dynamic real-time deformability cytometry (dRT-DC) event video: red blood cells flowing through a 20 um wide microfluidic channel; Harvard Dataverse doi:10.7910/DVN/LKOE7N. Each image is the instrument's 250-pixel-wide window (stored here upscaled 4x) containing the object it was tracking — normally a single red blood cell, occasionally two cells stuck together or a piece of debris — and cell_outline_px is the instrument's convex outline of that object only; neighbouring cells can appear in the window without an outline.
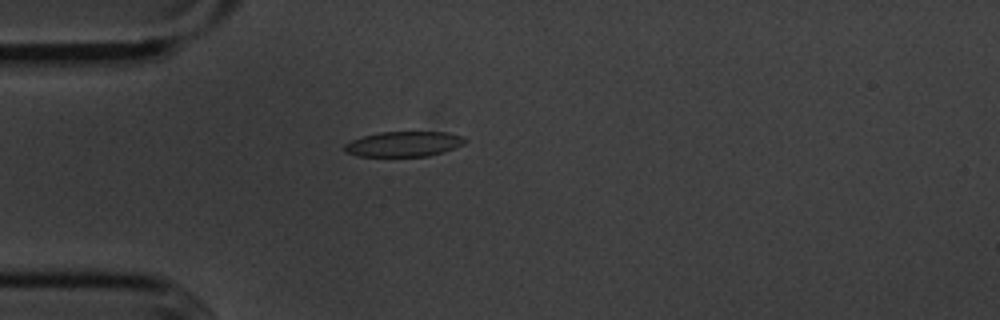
{"species": "common noctule bat (a hibernating species)", "species_latin": "Nyctalus noctula", "temperature_condition": "cold", "stored_images_in_passage": 44, "camera_frame_rate_fps": 3000, "um_per_image_px": 0.085, "animal": {"sex": "male", "body_mass_g": 20.1, "forearm_length_mm": 53.5}, "frame": {"image": 1, "passage_image": 4, "time_ms": 1.0, "image_size_px": [1000, 320], "cell_outline_px": [[468, 140], [464, 144], [444, 152], [428, 156], [356, 156], [344, 152], [344, 144], [352, 140], [364, 136], [380, 132], [444, 132], [464, 136]], "centroid_in_image_um": [34.33, 12.24], "position_along_channel_um": 50.7, "area_um2": 17.74}}
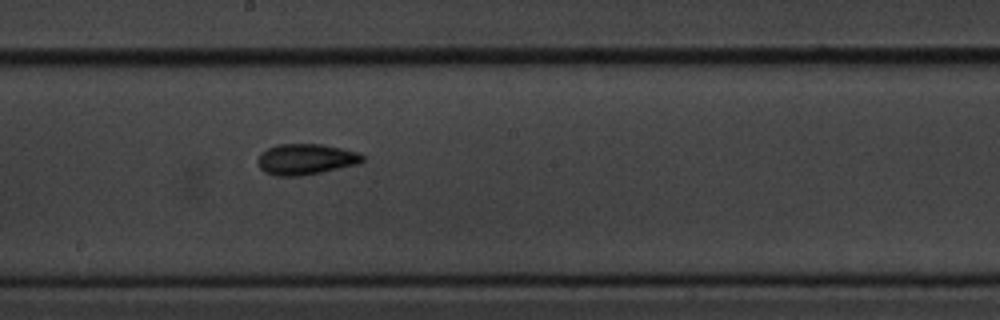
{"frame": {"image": 2, "passage_image": 19, "time_ms": 6.0, "image_size_px": [1000, 320], "cell_outline_px": [[364, 160], [356, 164], [320, 172], [300, 176], [276, 176], [264, 172], [260, 168], [256, 160], [260, 152], [276, 144], [320, 144], [340, 148], [356, 152], [364, 156]], "centroid_in_image_um": [25.91, 13.53], "position_along_channel_um": 222.3, "area_um2": 18.73}}
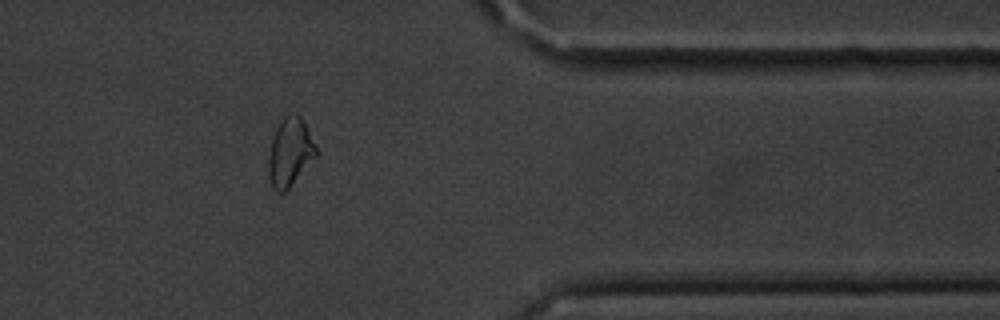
{"frame": {"image": 3, "passage_image": 34, "time_ms": 11.0, "image_size_px": [1000, 320], "cell_outline_px": [[320, 152], [288, 188], [284, 192], [276, 192], [268, 176], [268, 160], [272, 136], [280, 120], [284, 116], [300, 116]], "centroid_in_image_um": [24.64, 12.95], "position_along_channel_um": 386.8, "area_um2": 18.67}, "authors_computed_cell_mechanics": {"area_um2": 18.0914, "velocity_mm_per_s": 3.6109, "shape_relaxation_time_tau1_ms": 3.3291, "shape_relaxation_time_tau2_ms": 3.5179, "deformation_change_tau1": 0.1124, "deformation_change_tau2": 0.0938}}